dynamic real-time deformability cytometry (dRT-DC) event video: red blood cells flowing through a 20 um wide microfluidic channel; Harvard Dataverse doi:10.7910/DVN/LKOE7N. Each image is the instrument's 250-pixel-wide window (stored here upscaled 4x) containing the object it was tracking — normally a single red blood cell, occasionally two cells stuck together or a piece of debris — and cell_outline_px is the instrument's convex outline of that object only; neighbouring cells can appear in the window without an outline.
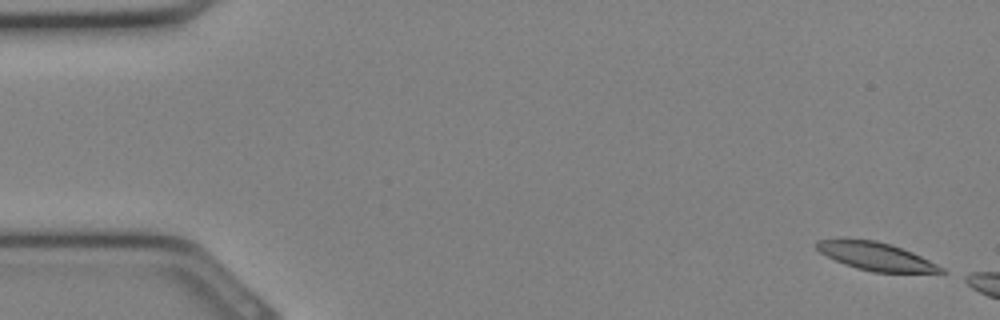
{"species": "Egyptian fruit bat (a non-hibernating species)", "species_latin": "Rousettus aegyptiacus", "temperature_condition": "cold", "stored_images_in_passage": 5, "camera_frame_rate_fps": 3000, "um_per_image_px": 0.085, "animal": {"sex": "female"}, "frame": {"image": 1, "passage_image": 1, "time_ms": 0.0, "image_size_px": [1000, 320], "cell_outline_px": [[948, 272], [944, 276], [872, 272], [856, 268], [844, 264], [820, 252], [816, 248], [816, 240], [876, 240], [892, 244], [912, 252], [944, 268]], "centroid_in_image_um": [74.67, 21.87], "position_along_channel_um": 10.3, "area_um2": 20.92}}